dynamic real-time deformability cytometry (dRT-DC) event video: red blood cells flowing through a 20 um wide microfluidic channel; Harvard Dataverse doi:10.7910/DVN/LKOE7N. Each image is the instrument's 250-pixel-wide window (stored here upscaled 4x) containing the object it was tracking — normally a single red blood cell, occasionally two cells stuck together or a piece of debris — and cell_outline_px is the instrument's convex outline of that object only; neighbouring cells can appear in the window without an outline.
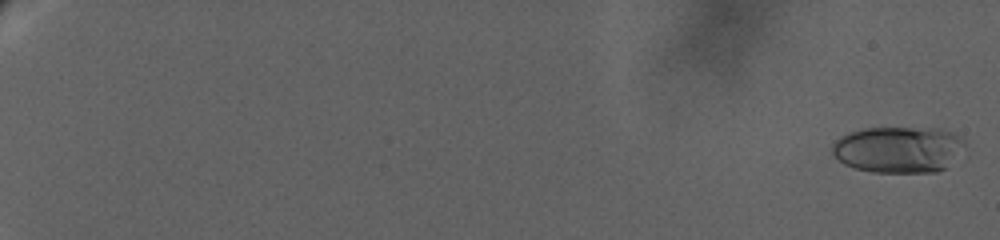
{"species": "human", "species_latin": "Homo sapiens", "temperature_condition": "warm", "stored_images_in_passage": 41, "camera_frame_rate_fps": 3000, "um_per_image_px": 0.085, "donor": {"sex": "female"}, "frame": {"image": 1, "passage_image": 2, "time_ms": 0.333, "image_size_px": [1000, 240], "cell_outline_px": [[964, 144], [944, 168], [936, 172], [872, 172], [856, 168], [844, 164], [832, 152], [832, 144], [840, 136], [864, 128], [940, 128], [952, 132], [964, 140]], "centroid_in_image_um": [76.32, 12.69], "position_along_channel_um": 8.7, "area_um2": 35.32}}
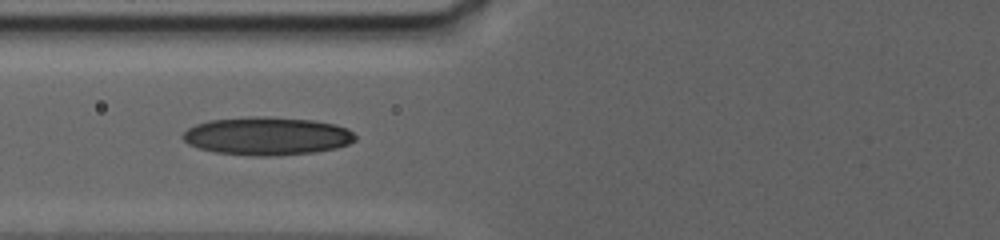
{"frame": {"image": 2, "passage_image": 36, "time_ms": 12.667, "image_size_px": [1000, 240], "cell_outline_px": [[356, 140], [348, 144], [336, 148], [316, 152], [276, 156], [252, 156], [212, 152], [188, 144], [180, 136], [188, 128], [196, 124], [208, 120], [248, 116], [268, 116], [312, 120], [336, 124], [348, 128], [356, 136]], "centroid_in_image_um": [22.69, 11.56], "position_along_channel_um": 103.1, "area_um2": 38.78}}
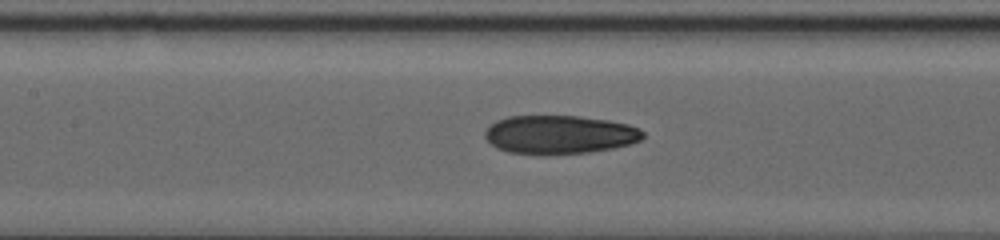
{"frame": {"image": 3, "passage_image": 41, "time_ms": 14.667, "image_size_px": [1000, 240], "cell_outline_px": [[644, 136], [640, 140], [628, 144], [612, 148], [588, 152], [508, 152], [492, 144], [484, 136], [484, 132], [496, 120], [508, 116], [580, 116], [608, 120], [628, 124], [640, 128], [644, 132]], "centroid_in_image_um": [47.6, 11.39], "position_along_channel_um": 159.8, "area_um2": 34.56}}